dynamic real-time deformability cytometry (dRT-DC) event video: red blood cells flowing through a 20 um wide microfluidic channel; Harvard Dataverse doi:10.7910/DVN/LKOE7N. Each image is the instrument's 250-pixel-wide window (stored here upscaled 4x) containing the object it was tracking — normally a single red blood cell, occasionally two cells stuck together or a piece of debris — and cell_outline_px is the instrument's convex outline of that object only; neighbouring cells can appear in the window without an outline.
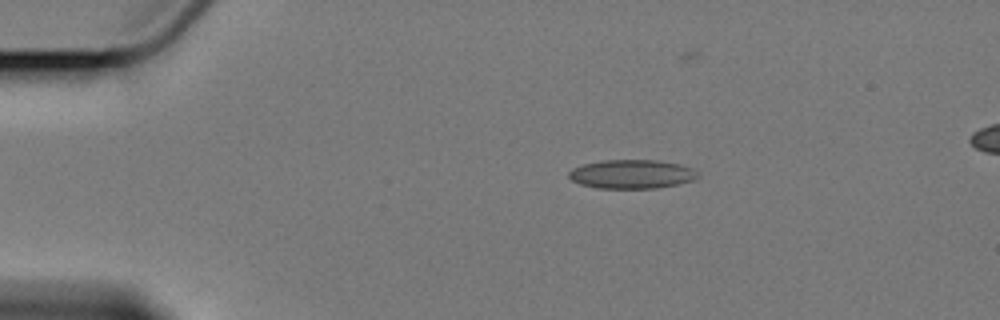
{"species": "Egyptian fruit bat (a non-hibernating species)", "species_latin": "Rousettus aegyptiacus", "temperature_condition": "cold", "stored_images_in_passage": 4, "camera_frame_rate_fps": 3000, "um_per_image_px": 0.085, "animal": {"sex": "female"}, "frame": {"image": 1, "passage_image": 1, "time_ms": 0.0, "image_size_px": [1000, 320], "cell_outline_px": [[700, 176], [696, 180], [680, 184], [656, 188], [600, 188], [580, 184], [572, 180], [568, 176], [568, 172], [572, 168], [584, 164], [600, 160], [656, 160], [680, 164], [692, 168], [700, 172]], "centroid_in_image_um": [53.75, 14.8], "position_along_channel_um": 31.2, "area_um2": 21.96}}
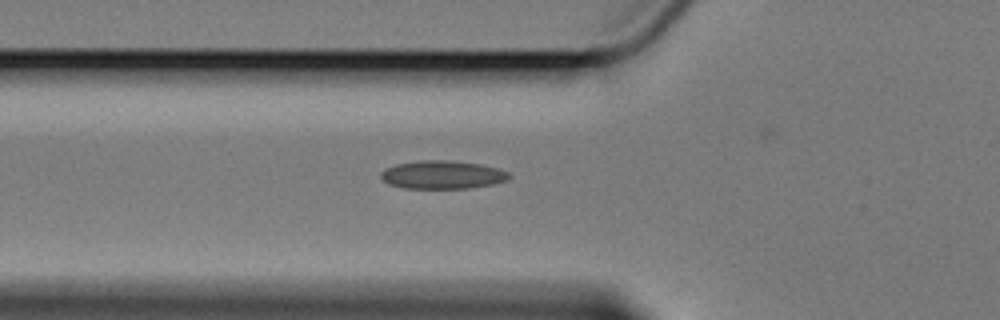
{"frame": {"image": 2, "passage_image": 4, "time_ms": 3.333, "image_size_px": [1000, 320], "cell_outline_px": [[512, 176], [508, 180], [492, 184], [468, 188], [404, 188], [388, 184], [380, 176], [380, 172], [384, 168], [396, 164], [420, 160], [448, 160], [480, 164], [496, 168], [508, 172]], "centroid_in_image_um": [37.58, 14.85], "position_along_channel_um": 88.2, "area_um2": 21.1}}